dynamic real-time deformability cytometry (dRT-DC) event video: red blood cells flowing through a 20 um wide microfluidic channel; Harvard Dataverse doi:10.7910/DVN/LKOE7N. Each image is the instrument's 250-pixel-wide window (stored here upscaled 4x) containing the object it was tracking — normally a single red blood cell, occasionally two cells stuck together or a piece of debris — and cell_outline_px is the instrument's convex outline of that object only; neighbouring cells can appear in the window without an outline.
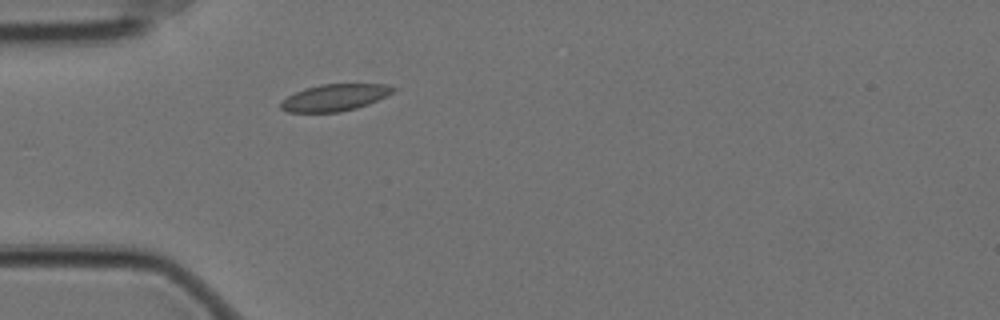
{"species": "Egyptian fruit bat (a non-hibernating species)", "species_latin": "Rousettus aegyptiacus", "temperature_condition": "cold", "stored_images_in_passage": 15, "camera_frame_rate_fps": 3000, "um_per_image_px": 0.085, "animal": {"sex": "female"}, "frame": {"image": 1, "passage_image": 1, "time_ms": 0.0, "image_size_px": [1000, 320], "cell_outline_px": [[396, 88], [392, 92], [368, 104], [356, 108], [340, 112], [288, 112], [280, 108], [280, 104], [288, 96], [304, 88], [320, 84], [384, 84]], "centroid_in_image_um": [28.42, 8.29], "position_along_channel_um": 56.6, "area_um2": 17.28}}
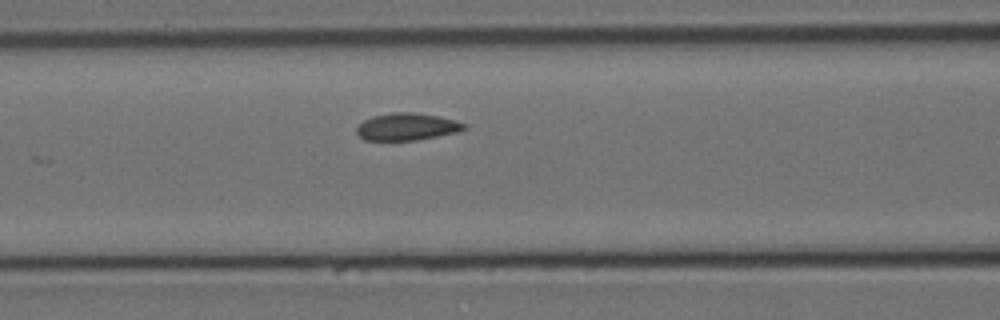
{"frame": {"image": 2, "passage_image": 8, "time_ms": 2.333, "image_size_px": [1000, 320], "cell_outline_px": [[468, 128], [456, 132], [416, 140], [364, 140], [356, 132], [356, 128], [364, 120], [372, 116], [392, 112], [412, 112], [436, 116], [468, 124]], "centroid_in_image_um": [34.57, 10.77], "position_along_channel_um": 132.0, "area_um2": 16.88}}
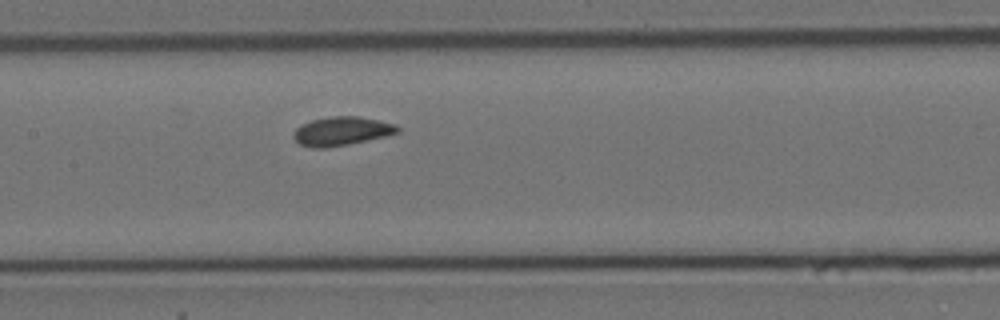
{"frame": {"image": 3, "passage_image": 12, "time_ms": 3.667, "image_size_px": [1000, 320], "cell_outline_px": [[400, 132], [384, 136], [348, 144], [324, 148], [312, 148], [300, 144], [292, 136], [292, 132], [300, 124], [312, 120], [328, 116], [360, 116], [396, 124], [400, 128]], "centroid_in_image_um": [29.01, 11.13], "position_along_channel_um": 178.4, "area_um2": 17.51}}